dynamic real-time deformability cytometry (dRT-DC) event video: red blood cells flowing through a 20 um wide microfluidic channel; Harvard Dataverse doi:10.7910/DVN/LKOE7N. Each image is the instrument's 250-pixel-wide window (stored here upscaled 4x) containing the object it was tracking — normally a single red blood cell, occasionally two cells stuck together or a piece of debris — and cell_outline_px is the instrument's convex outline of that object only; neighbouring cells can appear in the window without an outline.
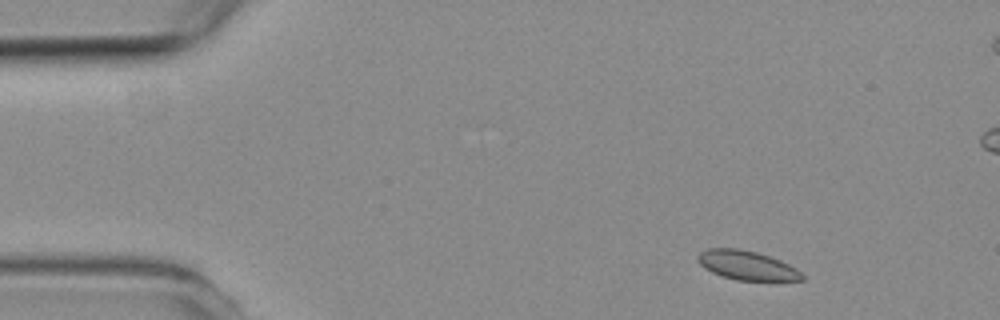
{"species": "common noctule bat (a hibernating species)", "species_latin": "Nyctalus noctula", "temperature_condition": "room temperature", "stored_images_in_passage": 3, "camera_frame_rate_fps": 3000, "um_per_image_px": 0.085, "animal": {"sex": "female", "body_mass_g": 19.3, "forearm_length_mm": 54.1}, "frame": {"image": 1, "passage_image": 1, "time_ms": 0.0, "image_size_px": [1000, 320], "cell_outline_px": [[804, 280], [736, 280], [712, 272], [704, 268], [696, 260], [696, 256], [700, 252], [708, 248], [740, 248], [756, 252], [780, 260], [796, 268], [804, 276]], "centroid_in_image_um": [63.45, 22.54], "position_along_channel_um": 21.6, "area_um2": 17.63}}